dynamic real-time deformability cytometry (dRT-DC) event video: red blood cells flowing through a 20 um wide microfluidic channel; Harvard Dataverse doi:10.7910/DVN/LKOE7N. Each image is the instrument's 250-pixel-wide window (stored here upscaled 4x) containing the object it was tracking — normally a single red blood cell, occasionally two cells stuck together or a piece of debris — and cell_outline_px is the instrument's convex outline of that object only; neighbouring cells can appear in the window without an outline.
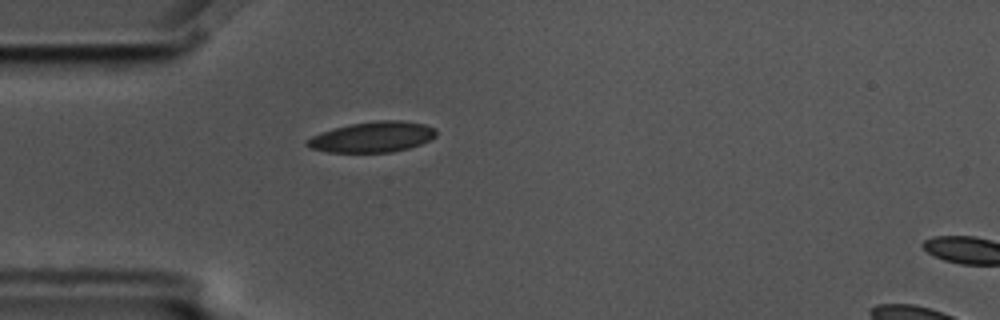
{"species": "common noctule bat (a hibernating species)", "species_latin": "Nyctalus noctula", "temperature_condition": "cold", "stored_images_in_passage": 2, "segment_of_instrument_passage": [1, 2], "camera_frame_rate_fps": 3000, "um_per_image_px": 0.085, "animal": {"sex": "male", "body_mass_g": 17.5, "forearm_length_mm": 52.3}, "frame": {"image": 1, "passage_image": 1, "time_ms": 0.0, "image_size_px": [1000, 320], "cell_outline_px": [[436, 136], [420, 144], [408, 148], [392, 152], [328, 152], [308, 148], [304, 144], [304, 140], [320, 132], [332, 128], [352, 124], [376, 120], [400, 120], [424, 124], [436, 128]], "centroid_in_image_um": [31.61, 11.64], "position_along_channel_um": 53.4, "area_um2": 23.12}}